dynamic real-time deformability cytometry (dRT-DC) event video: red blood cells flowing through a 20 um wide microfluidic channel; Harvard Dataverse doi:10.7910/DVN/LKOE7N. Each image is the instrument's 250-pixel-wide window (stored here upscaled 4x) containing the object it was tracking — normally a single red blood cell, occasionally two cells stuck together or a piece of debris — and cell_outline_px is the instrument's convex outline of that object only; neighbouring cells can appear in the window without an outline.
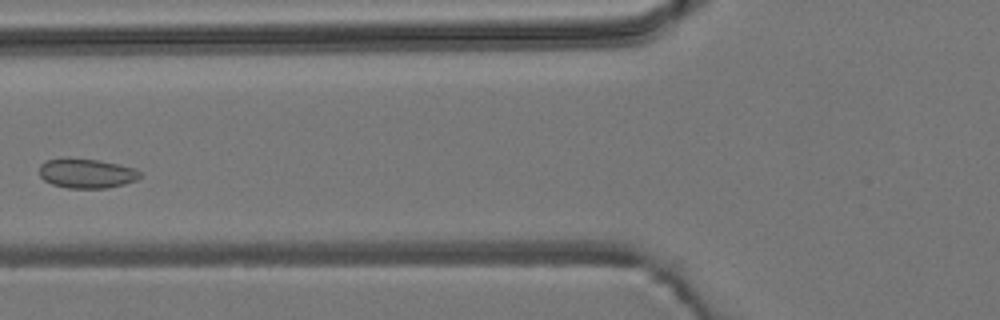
{"species": "common noctule bat (a hibernating species)", "species_latin": "Nyctalus noctula", "temperature_condition": "room temperature", "stored_images_in_passage": 5, "camera_frame_rate_fps": 3000, "um_per_image_px": 0.085, "animal": {"sex": "male", "body_mass_g": 19.2, "forearm_length_mm": 51.8}, "frame": {"image": 1, "passage_image": 5, "time_ms": 4.667, "image_size_px": [1000, 320], "cell_outline_px": [[140, 176], [136, 180], [124, 184], [108, 188], [68, 188], [52, 184], [44, 180], [40, 176], [40, 164], [44, 160], [64, 156], [68, 156], [100, 160], [136, 168], [140, 172]], "centroid_in_image_um": [7.32, 14.7], "position_along_channel_um": 118.5, "area_um2": 17.8}}